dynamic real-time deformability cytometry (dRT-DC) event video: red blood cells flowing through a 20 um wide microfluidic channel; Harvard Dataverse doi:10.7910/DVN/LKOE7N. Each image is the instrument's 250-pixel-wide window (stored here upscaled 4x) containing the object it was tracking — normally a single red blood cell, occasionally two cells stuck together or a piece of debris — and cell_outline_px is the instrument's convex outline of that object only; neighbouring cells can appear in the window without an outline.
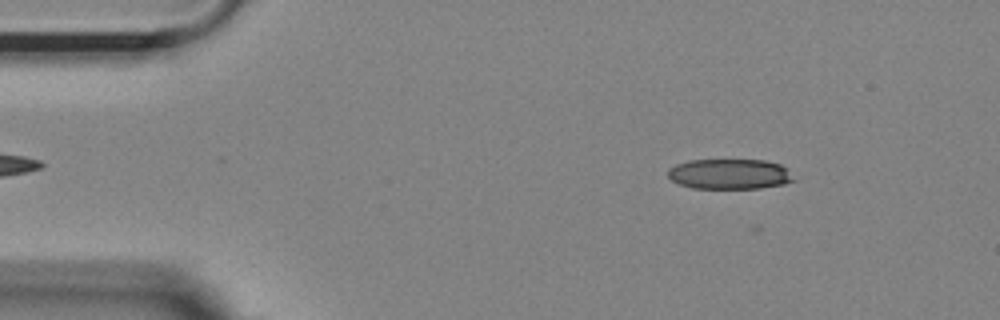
{"species": "Egyptian fruit bat (a non-hibernating species)", "species_latin": "Rousettus aegyptiacus", "temperature_condition": "room temperature", "stored_images_in_passage": 7, "camera_frame_rate_fps": 3000, "um_per_image_px": 0.085, "animal": {"sex": "female"}, "frame": {"image": 1, "passage_image": 5, "time_ms": 1.333, "image_size_px": [1000, 320], "cell_outline_px": [[796, 180], [784, 184], [760, 188], [692, 188], [680, 184], [672, 180], [668, 176], [668, 168], [676, 164], [688, 160], [764, 160], [780, 164]], "centroid_in_image_um": [61.99, 14.79], "position_along_channel_um": 23.0, "area_um2": 22.08}}